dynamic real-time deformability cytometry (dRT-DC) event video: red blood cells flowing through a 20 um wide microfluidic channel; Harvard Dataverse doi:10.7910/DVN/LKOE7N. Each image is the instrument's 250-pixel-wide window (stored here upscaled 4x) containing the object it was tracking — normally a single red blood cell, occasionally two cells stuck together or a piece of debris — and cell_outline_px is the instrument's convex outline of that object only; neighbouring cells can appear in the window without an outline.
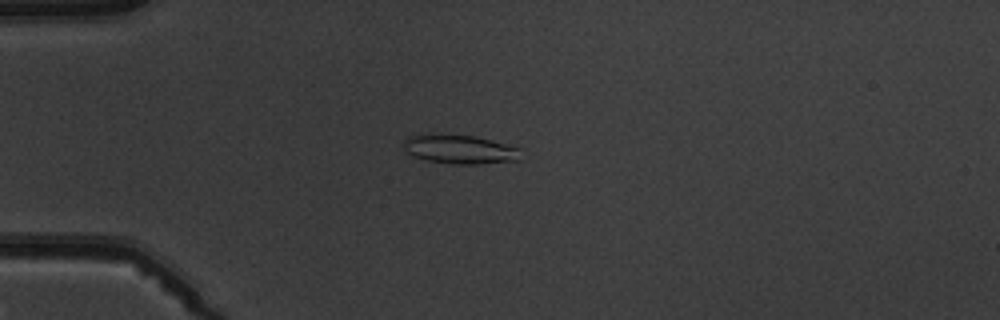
{"species": "common noctule bat (a hibernating species)", "species_latin": "Nyctalus noctula", "temperature_condition": "warm", "stored_images_in_passage": 5, "camera_frame_rate_fps": 3000, "um_per_image_px": 0.085, "animal": {"sex": "male", "body_mass_g": 19.5, "forearm_length_mm": 54.6}, "frame": {"image": 1, "passage_image": 3, "time_ms": 2.333, "image_size_px": [1000, 320], "cell_outline_px": [[520, 160], [476, 164], [452, 164], [428, 160], [416, 156], [408, 152], [404, 148], [404, 140], [408, 136], [472, 136], [520, 148]], "centroid_in_image_um": [39.14, 12.73], "position_along_channel_um": 45.9, "area_um2": 18.84}}
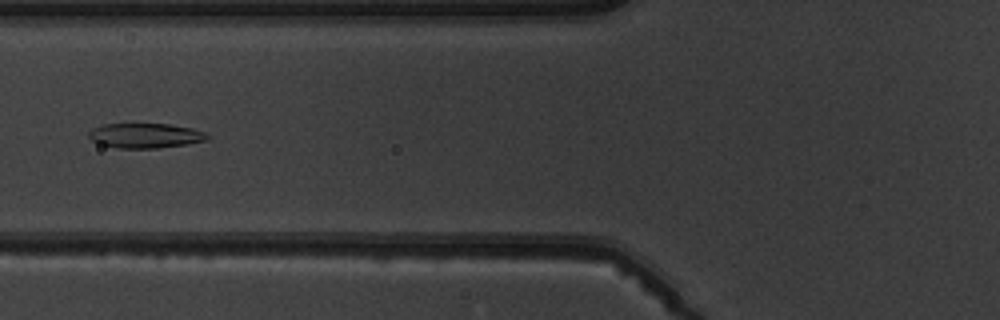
{"frame": {"image": 2, "passage_image": 5, "time_ms": 4.667, "image_size_px": [1000, 320], "cell_outline_px": [[208, 140], [188, 144], [156, 148], [116, 148], [100, 144], [92, 140], [88, 136], [88, 132], [92, 128], [104, 124], [168, 124], [192, 128], [204, 132], [208, 136]], "centroid_in_image_um": [12.33, 11.53], "position_along_channel_um": 113.5, "area_um2": 17.11}}